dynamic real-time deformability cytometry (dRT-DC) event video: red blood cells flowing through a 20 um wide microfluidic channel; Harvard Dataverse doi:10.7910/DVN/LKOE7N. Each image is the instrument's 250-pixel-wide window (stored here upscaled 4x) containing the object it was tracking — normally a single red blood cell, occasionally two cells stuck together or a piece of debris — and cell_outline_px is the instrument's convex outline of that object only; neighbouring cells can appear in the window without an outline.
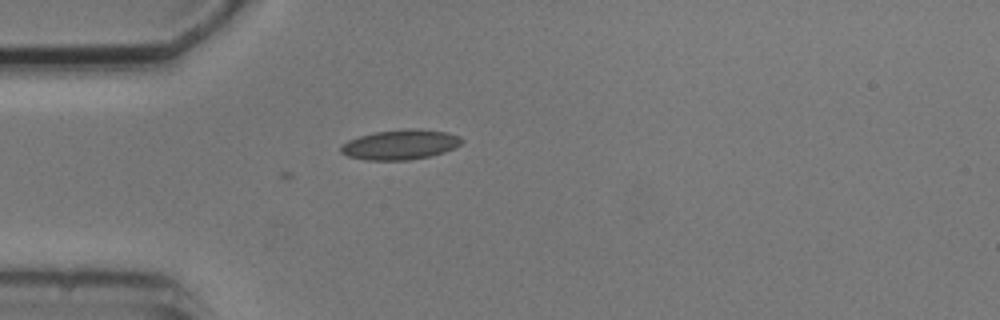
{"species": "common noctule bat (a hibernating species)", "species_latin": "Nyctalus noctula", "temperature_condition": "cold", "stored_images_in_passage": 5, "camera_frame_rate_fps": 3000, "um_per_image_px": 0.085, "animal": {"sex": "male", "body_mass_g": 20.5, "forearm_length_mm": 52.5}, "frame": {"image": 1, "passage_image": 5, "time_ms": 5.667, "image_size_px": [1000, 320], "cell_outline_px": [[464, 140], [460, 144], [444, 152], [428, 156], [408, 160], [364, 160], [348, 156], [340, 152], [340, 144], [348, 140], [360, 136], [376, 132], [404, 128], [416, 128], [444, 132], [460, 136]], "centroid_in_image_um": [33.98, 12.29], "position_along_channel_um": 51.0, "area_um2": 21.04}}